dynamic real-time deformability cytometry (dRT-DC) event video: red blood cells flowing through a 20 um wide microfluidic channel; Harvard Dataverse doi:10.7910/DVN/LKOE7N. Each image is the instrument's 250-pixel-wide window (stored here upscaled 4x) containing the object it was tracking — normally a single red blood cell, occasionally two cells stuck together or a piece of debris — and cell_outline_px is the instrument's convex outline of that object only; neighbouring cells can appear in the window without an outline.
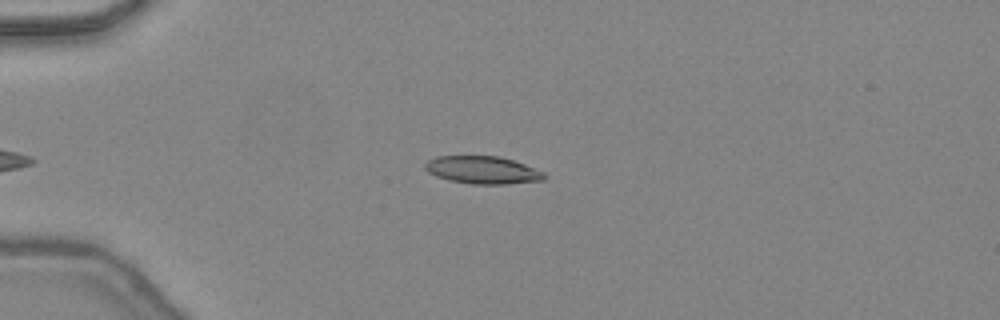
{"species": "common noctule bat (a hibernating species)", "species_latin": "Nyctalus noctula", "temperature_condition": "warm", "stored_images_in_passage": 32, "camera_frame_rate_fps": 3000, "um_per_image_px": 0.085, "animal": {"sex": "female", "body_mass_g": 24.6, "forearm_length_mm": 56.2}, "frame": {"image": 1, "passage_image": 2, "time_ms": 0.333, "image_size_px": [1000, 320], "cell_outline_px": [[548, 176], [544, 180], [504, 184], [472, 184], [448, 180], [436, 176], [428, 172], [424, 168], [424, 164], [428, 160], [436, 156], [500, 156], [524, 164], [544, 172]], "centroid_in_image_um": [41.01, 14.45], "position_along_channel_um": 44.0, "area_um2": 19.25}}
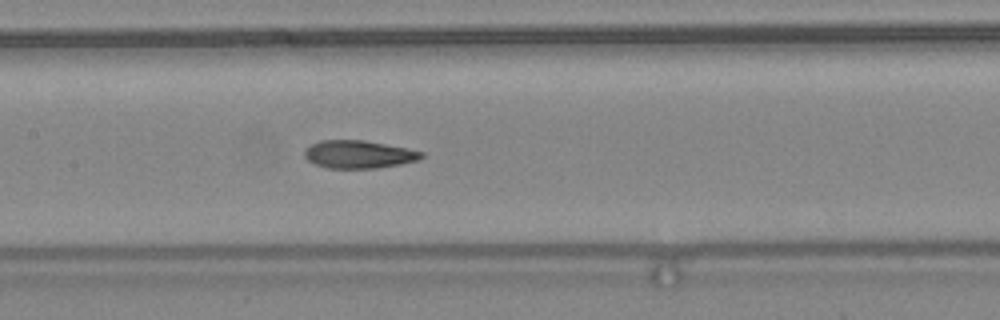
{"frame": {"image": 2, "passage_image": 13, "time_ms": 4.0, "image_size_px": [1000, 320], "cell_outline_px": [[424, 156], [420, 160], [400, 164], [376, 168], [328, 168], [316, 164], [308, 160], [304, 156], [304, 148], [320, 140], [364, 140], [424, 152]], "centroid_in_image_um": [30.47, 13.12], "position_along_channel_um": 176.9, "area_um2": 18.9}}
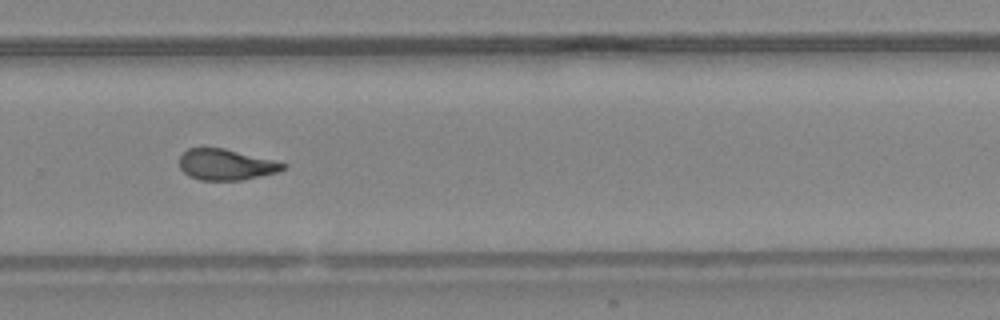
{"frame": {"image": 3, "passage_image": 22, "time_ms": 7.0, "image_size_px": [1000, 320], "cell_outline_px": [[288, 168], [280, 172], [244, 180], [200, 180], [188, 176], [180, 168], [180, 156], [188, 148], [224, 148], [288, 164]], "centroid_in_image_um": [19.24, 14.01], "position_along_channel_um": 310.6, "area_um2": 18.79}, "authors_computed_cell_mechanics": {"area_um2": 19.6231, "velocity_mm_per_s": 4.4778, "shape_relaxation_time_tau1_ms": 6.8704, "shape_relaxation_time_tau2_ms": 1.5684, "deformation_change_tau1": 0.2335, "deformation_change_tau2": 0.0986}}